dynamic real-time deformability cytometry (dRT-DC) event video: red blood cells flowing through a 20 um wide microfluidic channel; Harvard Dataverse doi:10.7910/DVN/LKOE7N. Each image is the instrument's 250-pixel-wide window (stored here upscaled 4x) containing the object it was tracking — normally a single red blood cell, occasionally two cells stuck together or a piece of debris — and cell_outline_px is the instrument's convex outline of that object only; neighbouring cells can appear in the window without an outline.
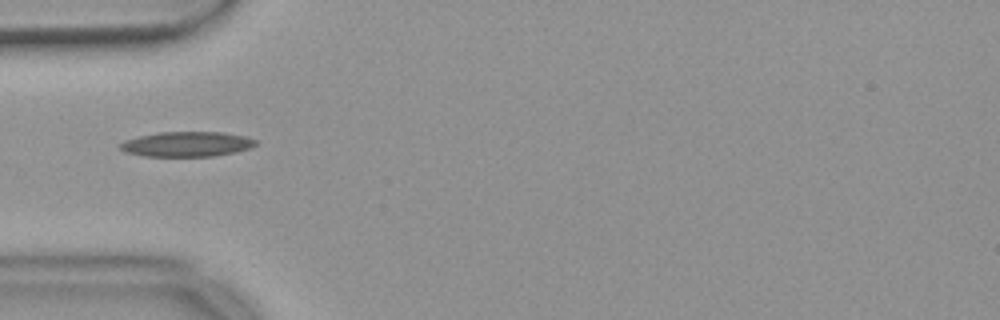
{"species": "common noctule bat (a hibernating species)", "species_latin": "Nyctalus noctula", "temperature_condition": "warm", "stored_images_in_passage": 5, "camera_frame_rate_fps": 3000, "um_per_image_px": 0.085, "animal": {"sex": "female", "body_mass_g": 18.4}, "frame": {"image": 1, "passage_image": 1, "time_ms": 0.0, "image_size_px": [1000, 320], "cell_outline_px": [[256, 144], [248, 148], [232, 152], [212, 156], [144, 156], [124, 152], [120, 148], [120, 144], [124, 140], [140, 136], [160, 132], [220, 132], [244, 136], [256, 140]], "centroid_in_image_um": [15.83, 12.25], "position_along_channel_um": 69.2, "area_um2": 19.42}}